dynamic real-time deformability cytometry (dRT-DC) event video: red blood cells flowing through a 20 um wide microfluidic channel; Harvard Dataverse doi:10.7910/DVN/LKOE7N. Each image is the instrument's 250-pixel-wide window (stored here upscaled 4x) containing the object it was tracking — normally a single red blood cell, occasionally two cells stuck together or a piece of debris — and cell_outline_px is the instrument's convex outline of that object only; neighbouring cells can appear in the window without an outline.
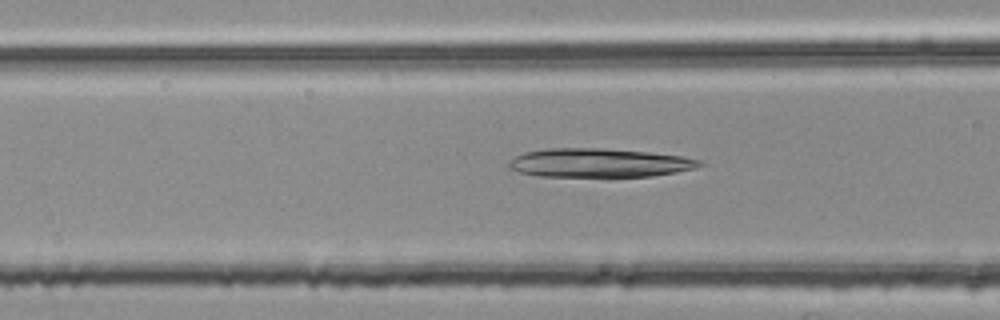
{"species": "common noctule bat (a hibernating species)", "species_latin": "Nyctalus noctula", "temperature_condition": "room temperature", "stored_images_in_passage": 38, "camera_frame_rate_fps": 3000, "um_per_image_px": 0.085, "animal": {"sex": "female", "body_mass_g": 25.1}, "frame": {"image": 1, "passage_image": 5, "time_ms": 1.333, "image_size_px": [1000, 320], "cell_outline_px": [[704, 164], [696, 168], [676, 172], [652, 176], [608, 180], [540, 176], [520, 172], [508, 168], [508, 164], [516, 156], [524, 152], [548, 148], [600, 148], [648, 152], [680, 156], [700, 160]], "centroid_in_image_um": [50.93, 13.9], "position_along_channel_um": 115.7, "area_um2": 33.35}}
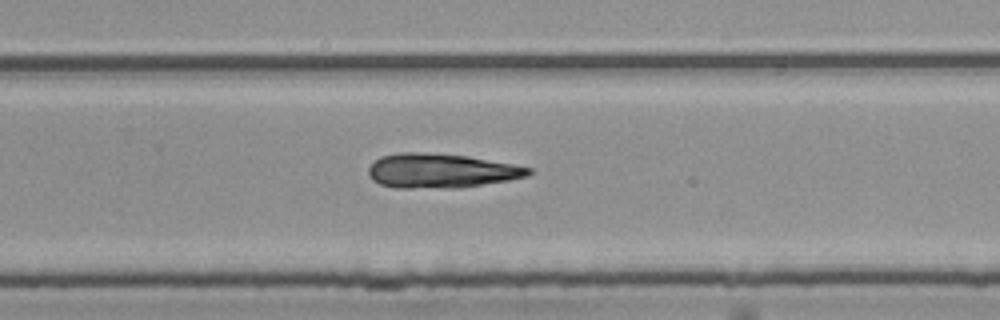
{"frame": {"image": 2, "passage_image": 19, "time_ms": 6.0, "image_size_px": [1000, 320], "cell_outline_px": [[536, 172], [528, 176], [508, 180], [460, 188], [396, 188], [380, 184], [372, 180], [368, 176], [368, 168], [380, 156], [400, 152], [420, 152], [468, 156], [512, 164], [532, 168]], "centroid_in_image_um": [37.49, 14.52], "position_along_channel_um": 292.3, "area_um2": 32.25}}
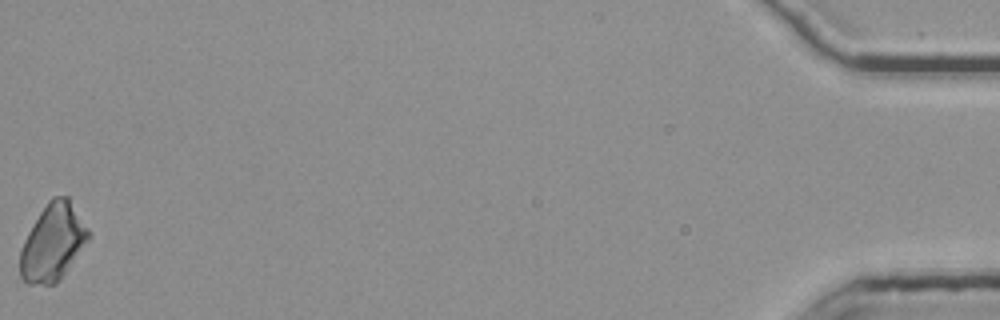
{"frame": {"image": 3, "passage_image": 38, "time_ms": 12.333, "image_size_px": [1000, 320], "cell_outline_px": [[92, 236], [60, 280], [56, 284], [28, 284], [20, 276], [20, 248], [28, 232], [40, 212], [48, 200], [52, 196], [68, 196], [92, 232]], "centroid_in_image_um": [4.52, 20.59], "position_along_channel_um": 430.7, "area_um2": 30.92}}